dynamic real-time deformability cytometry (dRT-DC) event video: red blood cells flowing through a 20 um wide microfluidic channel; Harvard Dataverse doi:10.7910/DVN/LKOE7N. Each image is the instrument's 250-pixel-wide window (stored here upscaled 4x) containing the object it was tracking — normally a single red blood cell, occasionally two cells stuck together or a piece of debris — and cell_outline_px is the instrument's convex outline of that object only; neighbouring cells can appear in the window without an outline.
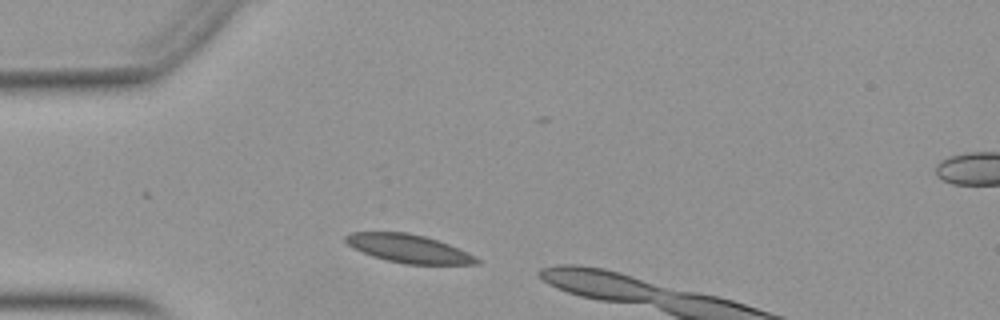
{"species": "Egyptian fruit bat (a non-hibernating species)", "species_latin": "Rousettus aegyptiacus", "temperature_condition": "warm", "stored_images_in_passage": 7, "camera_frame_rate_fps": 3000, "um_per_image_px": 0.085, "animal": {"sex": "female"}, "frame": {"image": 1, "passage_image": 3, "time_ms": 0.667, "image_size_px": [1000, 320], "cell_outline_px": [[480, 264], [404, 264], [372, 256], [352, 248], [344, 240], [344, 236], [352, 232], [408, 232], [424, 236], [448, 244], [476, 256], [480, 260]], "centroid_in_image_um": [34.71, 21.13], "position_along_channel_um": 50.3, "area_um2": 21.5}}